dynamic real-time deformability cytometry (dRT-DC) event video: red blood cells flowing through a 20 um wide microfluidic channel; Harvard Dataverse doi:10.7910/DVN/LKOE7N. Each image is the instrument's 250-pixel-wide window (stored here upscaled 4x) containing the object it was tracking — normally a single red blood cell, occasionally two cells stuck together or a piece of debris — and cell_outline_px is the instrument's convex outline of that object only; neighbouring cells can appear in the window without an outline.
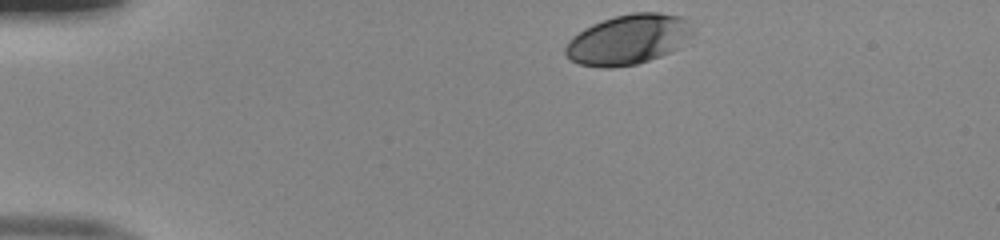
{"species": "human", "species_latin": "Homo sapiens", "temperature_condition": "room temperature", "stored_images_in_passage": 34, "camera_frame_rate_fps": 3000, "um_per_image_px": 0.085, "donor": {"sex": "male"}, "frame": {"image": 1, "passage_image": 1, "time_ms": 0.0, "image_size_px": [1000, 240], "cell_outline_px": [[696, 32], [680, 48], [660, 56], [636, 64], [612, 68], [600, 68], [580, 64], [572, 60], [564, 52], [564, 48], [568, 40], [572, 36], [584, 28], [592, 24], [616, 16], [632, 12], [660, 12], [680, 16], [692, 20]], "centroid_in_image_um": [53.47, 3.34], "position_along_channel_um": 31.5, "area_um2": 37.74}}
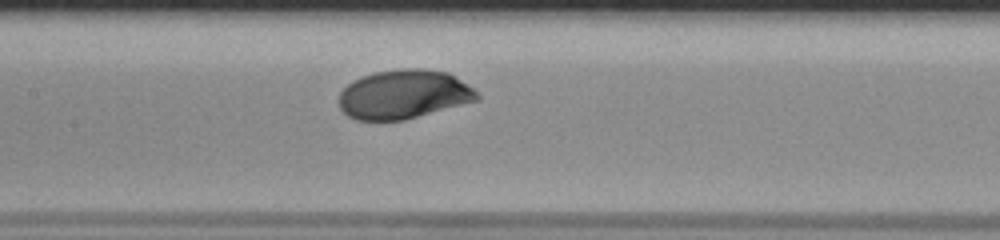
{"frame": {"image": 2, "passage_image": 17, "time_ms": 5.333, "image_size_px": [1000, 240], "cell_outline_px": [[480, 100], [404, 120], [356, 120], [348, 116], [340, 108], [340, 92], [352, 80], [360, 76], [376, 72], [400, 68], [424, 68], [448, 72], [472, 88], [480, 96]], "centroid_in_image_um": [34.32, 8.01], "position_along_channel_um": 173.1, "area_um2": 39.54}}
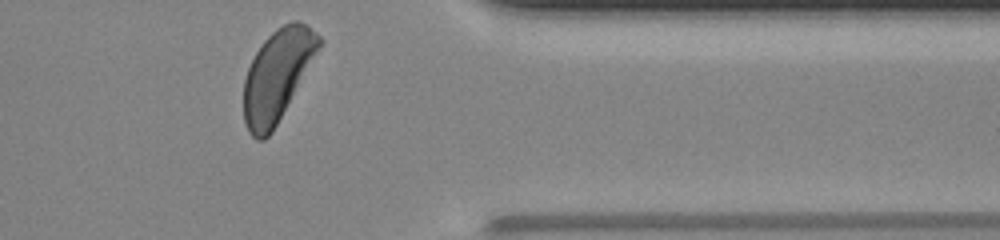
{"frame": {"image": 3, "passage_image": 34, "time_ms": 11.0, "image_size_px": [1000, 240], "cell_outline_px": [[324, 40], [320, 48], [272, 132], [264, 140], [256, 140], [248, 132], [244, 120], [244, 80], [248, 68], [256, 52], [264, 40], [276, 28], [292, 20], [296, 20], [308, 24]], "centroid_in_image_um": [23.58, 6.38], "position_along_channel_um": 387.8, "area_um2": 39.77}, "authors_computed_cell_mechanics": {"area_um2": 38.9861, "velocity_mm_per_s": 3.9826, "shape_relaxation_time_tau1_ms": 2.1537, "shape_relaxation_time_tau2_ms": null, "deformation_change_tau1": 0.1311, "deformation_change_tau2": null}}